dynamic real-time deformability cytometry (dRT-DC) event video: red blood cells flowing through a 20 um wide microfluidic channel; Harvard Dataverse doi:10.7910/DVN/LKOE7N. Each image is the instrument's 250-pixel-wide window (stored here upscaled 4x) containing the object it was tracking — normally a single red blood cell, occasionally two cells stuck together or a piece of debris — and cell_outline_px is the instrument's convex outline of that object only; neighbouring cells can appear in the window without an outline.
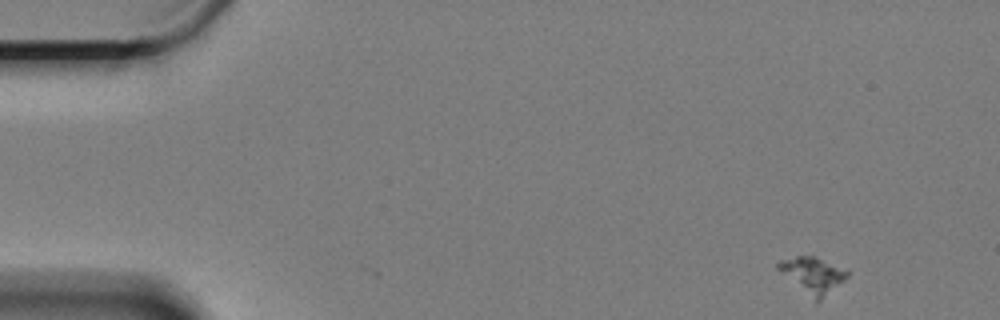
{"species": "Egyptian fruit bat (a non-hibernating species)", "species_latin": "Rousettus aegyptiacus", "temperature_condition": "cold", "stored_images_in_passage": 35, "camera_frame_rate_fps": 3000, "um_per_image_px": 0.085, "animal": {"sex": "female"}, "frame": {"image": 1, "passage_image": 1, "time_ms": 0.0, "image_size_px": [1000, 320], "cell_outline_px": [[848, 276], [844, 280], [816, 304], [776, 268], [776, 264], [780, 260], [796, 256], [812, 256], [848, 272]], "centroid_in_image_um": [69.02, 23.43], "position_along_channel_um": 16.0, "area_um2": 14.1}}
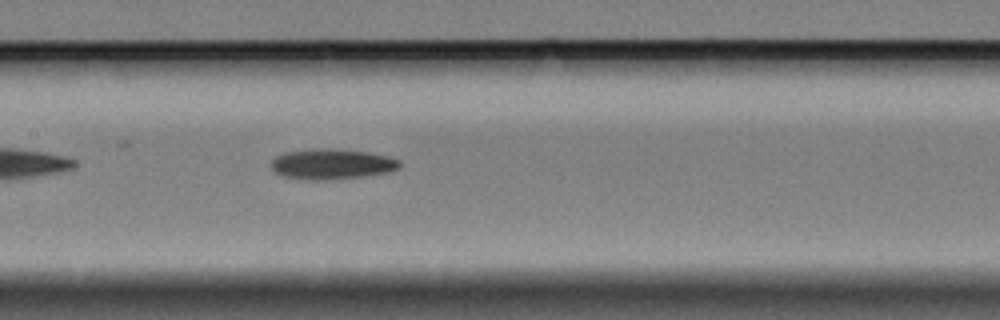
{"frame": {"image": 2, "passage_image": 12, "time_ms": 3.667, "image_size_px": [1000, 320], "cell_outline_px": [[400, 168], [388, 172], [360, 176], [316, 180], [312, 180], [284, 176], [276, 172], [272, 168], [272, 160], [276, 156], [284, 152], [316, 148], [332, 148], [368, 152], [388, 156], [400, 160]], "centroid_in_image_um": [28.21, 13.92], "position_along_channel_um": 179.2, "area_um2": 22.48}}
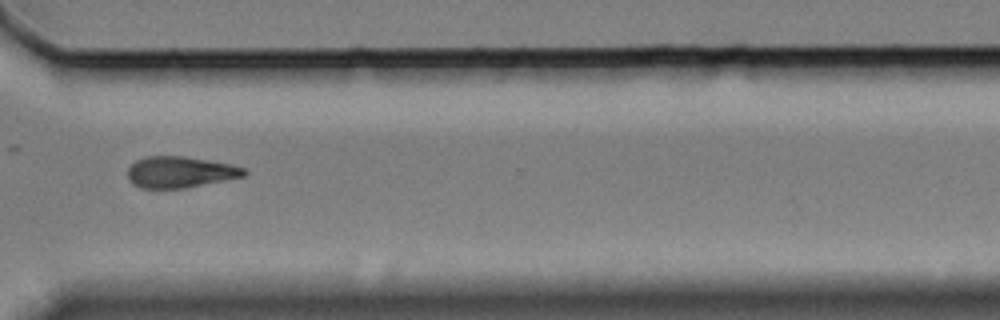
{"frame": {"image": 3, "passage_image": 28, "time_ms": 9.0, "image_size_px": [1000, 320], "cell_outline_px": [[248, 172], [244, 176], [184, 188], [140, 188], [132, 184], [128, 180], [128, 168], [136, 160], [144, 156], [184, 156], [232, 164], [244, 168]], "centroid_in_image_um": [15.28, 14.62], "position_along_channel_um": 355.3, "area_um2": 21.21}, "authors_computed_cell_mechanics": {"area_um2": 21.675, "velocity_mm_per_s": 3.3067, "shape_relaxation_time_tau1_ms": 4.5541, "shape_relaxation_time_tau2_ms": null, "deformation_change_tau1": 0.1468, "deformation_change_tau2": null}}